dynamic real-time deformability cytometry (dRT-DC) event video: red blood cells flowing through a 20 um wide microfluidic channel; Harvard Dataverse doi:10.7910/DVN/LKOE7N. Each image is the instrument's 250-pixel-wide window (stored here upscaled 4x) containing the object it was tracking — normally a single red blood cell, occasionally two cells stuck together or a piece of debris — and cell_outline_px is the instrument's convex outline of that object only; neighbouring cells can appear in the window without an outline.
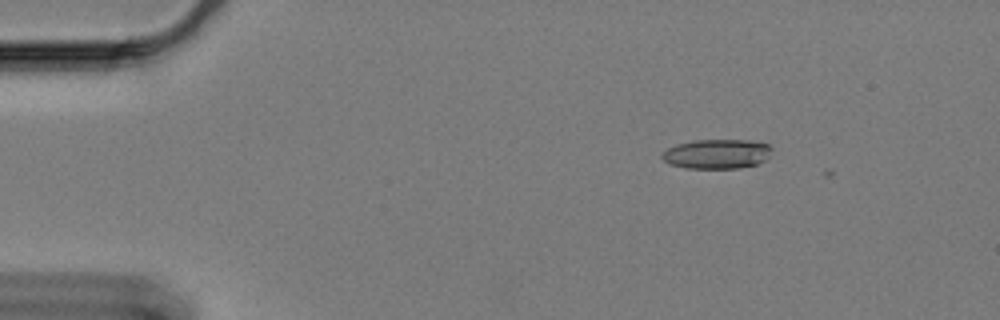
{"species": "Egyptian fruit bat (a non-hibernating species)", "species_latin": "Rousettus aegyptiacus", "temperature_condition": "cold", "stored_images_in_passage": 3, "camera_frame_rate_fps": 3000, "um_per_image_px": 0.085, "animal": {"sex": "female"}, "frame": {"image": 1, "passage_image": 2, "time_ms": 0.333, "image_size_px": [1000, 320], "cell_outline_px": [[772, 148], [768, 156], [764, 160], [756, 164], [740, 168], [684, 168], [668, 164], [660, 156], [668, 148], [676, 144], [692, 140], [748, 140], [768, 144]], "centroid_in_image_um": [60.9, 13.08], "position_along_channel_um": 24.1, "area_um2": 18.9}}